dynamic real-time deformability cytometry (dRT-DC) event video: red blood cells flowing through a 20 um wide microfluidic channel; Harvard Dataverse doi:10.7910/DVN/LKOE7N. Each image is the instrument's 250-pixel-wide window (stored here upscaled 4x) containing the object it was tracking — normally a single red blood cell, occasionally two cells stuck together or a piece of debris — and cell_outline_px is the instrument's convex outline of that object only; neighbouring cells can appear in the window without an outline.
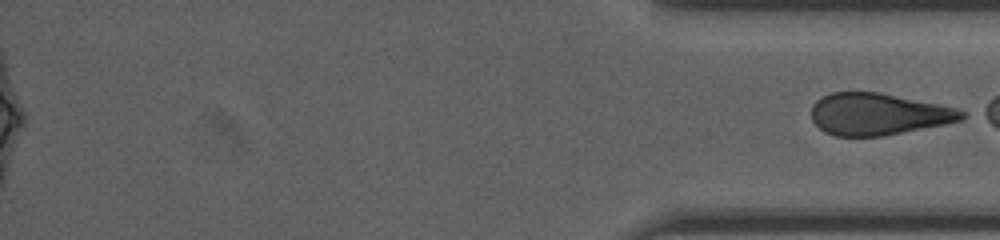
{"species": "human", "species_latin": "Homo sapiens", "temperature_condition": "cold", "stored_images_in_passage": 53, "segment_of_instrument_passage": [2, 2], "camera_frame_rate_fps": 3000, "um_per_image_px": 0.085, "donor": {"sex": "female"}, "frame": {"image": 1, "passage_image": 53, "time_ms": 17.333, "image_size_px": [1000, 240], "cell_outline_px": [[968, 116], [960, 120], [944, 124], [880, 136], [836, 136], [824, 132], [812, 120], [812, 104], [816, 100], [832, 92], [880, 92], [940, 104], [956, 108], [964, 112]], "centroid_in_image_um": [74.64, 9.69], "position_along_channel_um": 360.6, "area_um2": 36.47}}